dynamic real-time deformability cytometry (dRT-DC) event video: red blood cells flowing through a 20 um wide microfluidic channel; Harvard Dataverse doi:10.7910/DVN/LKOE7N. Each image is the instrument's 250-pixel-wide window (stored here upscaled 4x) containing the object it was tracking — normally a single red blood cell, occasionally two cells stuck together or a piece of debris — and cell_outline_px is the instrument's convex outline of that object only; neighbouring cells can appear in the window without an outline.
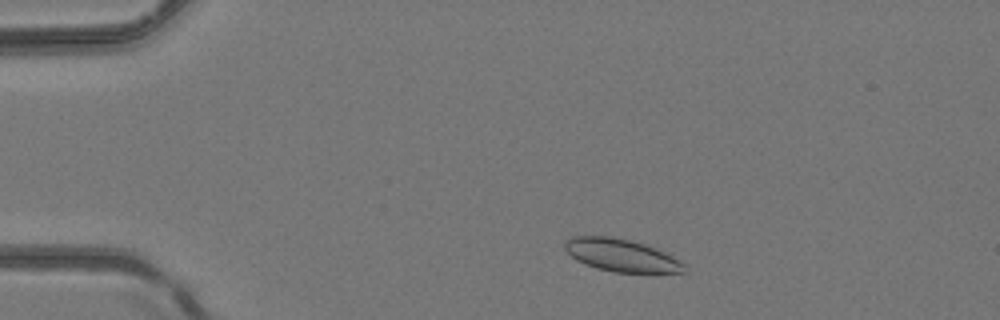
{"species": "common noctule bat (a hibernating species)", "species_latin": "Nyctalus noctula", "temperature_condition": "room temperature", "stored_images_in_passage": 2, "camera_frame_rate_fps": 3000, "um_per_image_px": 0.085, "animal": {"sex": "female", "body_mass_g": 24.6, "forearm_length_mm": 56.2}, "frame": {"image": 1, "passage_image": 1, "time_ms": 0.0, "image_size_px": [1000, 320], "cell_outline_px": [[684, 272], [612, 272], [596, 268], [584, 264], [576, 260], [564, 248], [564, 240], [572, 236], [612, 236], [632, 240], [644, 244], [664, 252], [672, 256], [684, 264]], "centroid_in_image_um": [52.74, 21.68], "position_along_channel_um": 32.3, "area_um2": 22.54}}